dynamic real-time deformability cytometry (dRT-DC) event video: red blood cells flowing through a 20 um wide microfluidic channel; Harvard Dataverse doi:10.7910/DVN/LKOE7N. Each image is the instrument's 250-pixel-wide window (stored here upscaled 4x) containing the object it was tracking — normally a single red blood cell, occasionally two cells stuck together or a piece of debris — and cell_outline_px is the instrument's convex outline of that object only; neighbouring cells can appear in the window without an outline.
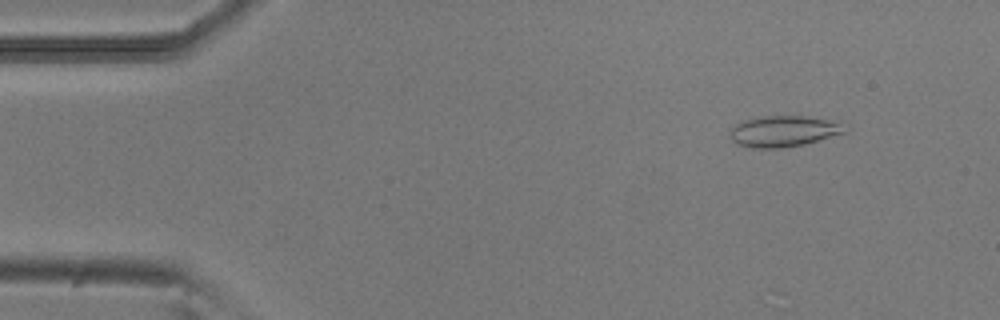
{"species": "common noctule bat (a hibernating species)", "species_latin": "Nyctalus noctula", "temperature_condition": "room temperature", "stored_images_in_passage": 6, "camera_frame_rate_fps": 3000, "um_per_image_px": 0.085, "animal": {"sex": "male", "body_mass_g": 20.5, "forearm_length_mm": 52.5}, "frame": {"image": 1, "passage_image": 2, "time_ms": 0.333, "image_size_px": [1000, 320], "cell_outline_px": [[848, 132], [804, 144], [784, 148], [752, 148], [736, 144], [732, 140], [732, 128], [736, 124], [744, 120], [764, 116], [804, 116], [828, 120], [840, 124]], "centroid_in_image_um": [66.59, 11.17], "position_along_channel_um": 18.4, "area_um2": 20.46}}
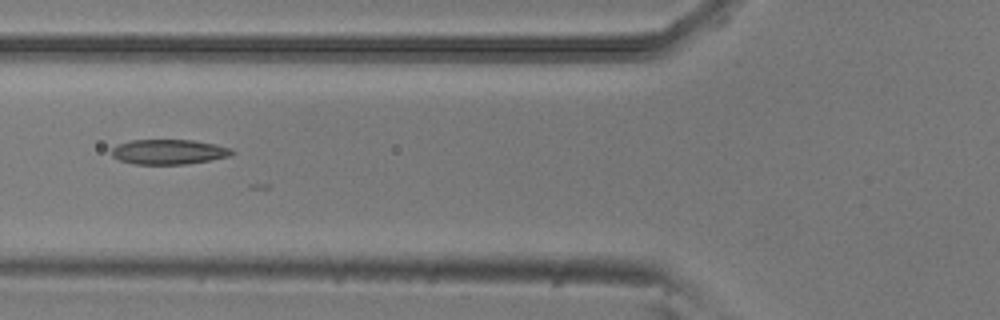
{"frame": {"image": 2, "passage_image": 6, "time_ms": 1.667, "image_size_px": [1000, 320], "cell_outline_px": [[236, 152], [232, 156], [184, 164], [132, 164], [120, 160], [112, 156], [112, 148], [116, 144], [132, 140], [192, 140], [216, 144], [232, 148]], "centroid_in_image_um": [14.36, 12.9], "position_along_channel_um": 111.4, "area_um2": 17.57}}